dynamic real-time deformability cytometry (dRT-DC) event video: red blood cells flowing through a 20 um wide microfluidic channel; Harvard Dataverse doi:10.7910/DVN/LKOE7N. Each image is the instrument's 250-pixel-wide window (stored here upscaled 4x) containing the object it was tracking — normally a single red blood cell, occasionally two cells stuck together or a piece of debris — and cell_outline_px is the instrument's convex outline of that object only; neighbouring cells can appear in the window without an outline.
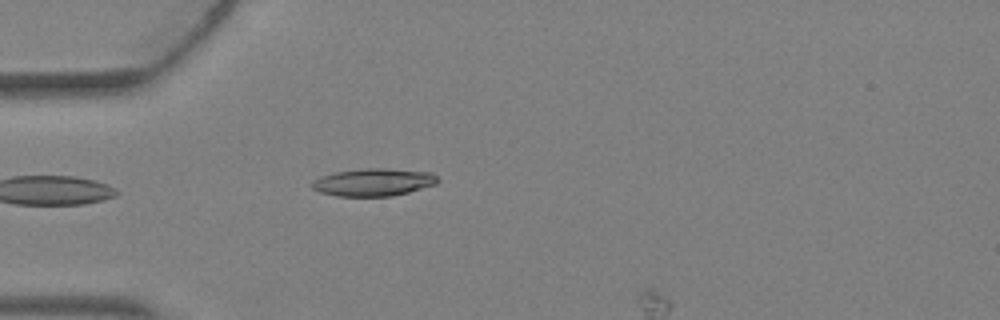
{"species": "Egyptian fruit bat (a non-hibernating species)", "species_latin": "Rousettus aegyptiacus", "temperature_condition": "warm", "stored_images_in_passage": 2, "camera_frame_rate_fps": 3000, "um_per_image_px": 0.085, "animal": {"sex": "female"}, "frame": {"image": 1, "passage_image": 1, "time_ms": 0.0, "image_size_px": [1000, 320], "cell_outline_px": [[440, 180], [436, 184], [408, 192], [392, 196], [336, 196], [320, 192], [312, 188], [312, 180], [320, 176], [336, 172], [364, 168], [384, 168], [432, 172]], "centroid_in_image_um": [31.74, 15.48], "position_along_channel_um": 53.3, "area_um2": 20.23}}